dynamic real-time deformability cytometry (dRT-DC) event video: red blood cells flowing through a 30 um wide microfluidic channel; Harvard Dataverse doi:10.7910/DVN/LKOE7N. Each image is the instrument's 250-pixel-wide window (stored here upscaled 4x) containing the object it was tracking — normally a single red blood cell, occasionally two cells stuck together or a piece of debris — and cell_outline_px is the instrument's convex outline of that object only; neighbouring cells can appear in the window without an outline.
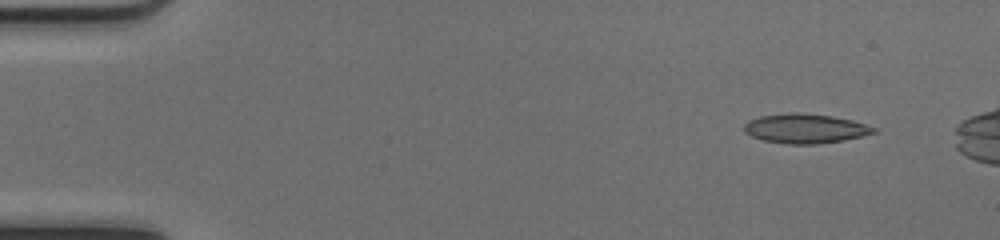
{"species": "common noctule bat (a hibernating species)", "species_latin": "Nyctalus noctula", "temperature_condition": "cold", "stored_images_in_passage": 44, "camera_frame_rate_fps": 3000, "um_per_image_px": 0.085, "animal": {"sex": "female", "body_mass_g": 17.0, "forearm_length_mm": 48.0}, "frame": {"image": 1, "passage_image": 1, "time_ms": 0.0, "image_size_px": [1000, 240], "cell_outline_px": [[876, 132], [844, 140], [816, 144], [788, 144], [764, 140], [752, 136], [744, 132], [744, 124], [748, 120], [760, 116], [792, 112], [796, 112], [832, 116], [852, 120], [876, 128]], "centroid_in_image_um": [68.41, 10.92], "position_along_channel_um": 16.6, "area_um2": 22.08}}
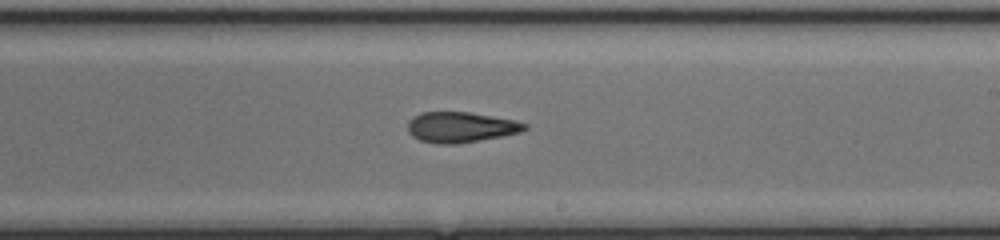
{"frame": {"image": 2, "passage_image": 26, "time_ms": 8.333, "image_size_px": [1000, 240], "cell_outline_px": [[528, 128], [520, 132], [500, 136], [456, 144], [436, 144], [420, 140], [412, 136], [408, 132], [408, 120], [412, 116], [420, 112], [468, 112], [512, 120], [528, 124]], "centroid_in_image_um": [39.1, 10.81], "position_along_channel_um": 249.9, "area_um2": 20.63}}
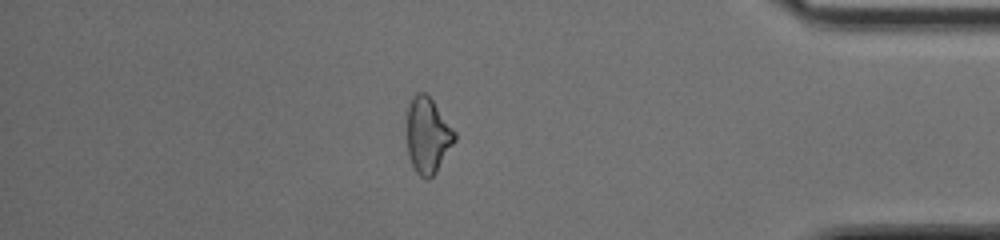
{"frame": {"image": 3, "passage_image": 39, "time_ms": 12.667, "image_size_px": [1000, 240], "cell_outline_px": [[456, 140], [436, 172], [428, 180], [420, 176], [416, 172], [412, 164], [408, 152], [408, 104], [416, 92], [424, 92], [432, 100], [456, 132]], "centroid_in_image_um": [36.37, 11.51], "position_along_channel_um": 398.8, "area_um2": 20.81}, "authors_computed_cell_mechanics": {"area_um2": 21.386, "velocity_mm_per_s": 4.2128, "shape_relaxation_time_tau1_ms": null, "shape_relaxation_time_tau2_ms": 5.5117, "deformation_change_tau1": null, "deformation_change_tau2": 0.1434}}